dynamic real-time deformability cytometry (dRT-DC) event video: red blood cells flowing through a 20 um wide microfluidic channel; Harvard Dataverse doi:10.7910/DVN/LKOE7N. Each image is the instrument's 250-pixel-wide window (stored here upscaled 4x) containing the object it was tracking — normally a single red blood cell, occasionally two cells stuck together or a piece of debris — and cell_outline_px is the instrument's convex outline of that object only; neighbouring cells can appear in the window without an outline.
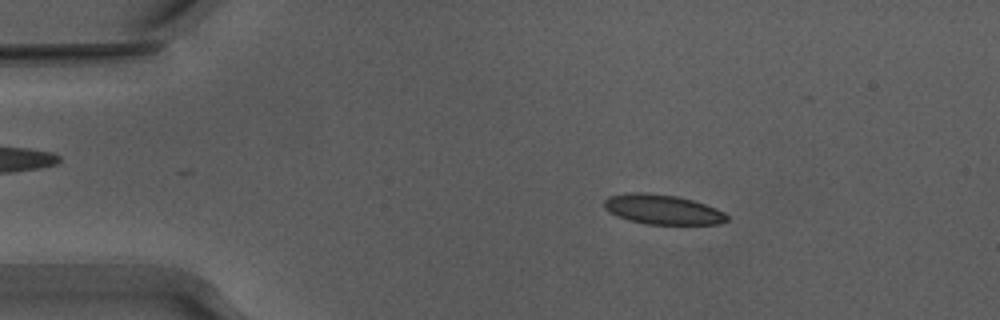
{"species": "Egyptian fruit bat (a non-hibernating species)", "species_latin": "Rousettus aegyptiacus", "temperature_condition": "warm", "stored_images_in_passage": 18, "camera_frame_rate_fps": 3000, "um_per_image_px": 0.085, "animal": {"sex": "male"}, "frame": {"image": 1, "passage_image": 9, "time_ms": 2.667, "image_size_px": [1000, 320], "cell_outline_px": [[728, 220], [720, 224], [648, 224], [628, 220], [616, 216], [608, 212], [604, 208], [604, 200], [608, 196], [632, 192], [640, 192], [676, 196], [692, 200], [716, 208], [724, 212], [728, 216]], "centroid_in_image_um": [56.29, 17.81], "position_along_channel_um": 28.7, "area_um2": 21.27}}
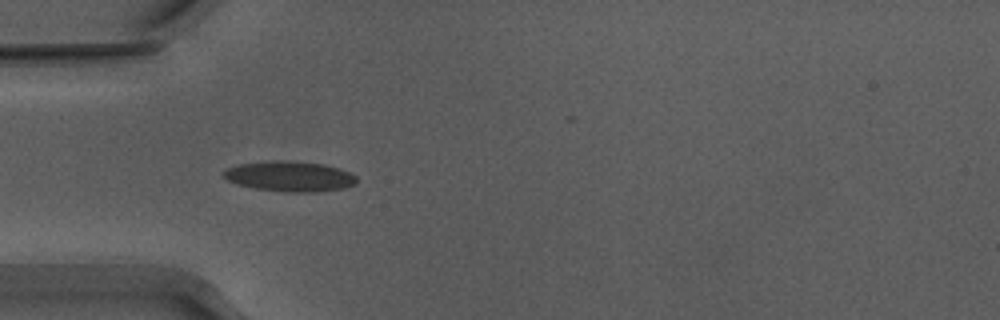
{"frame": {"image": 2, "passage_image": 16, "time_ms": 5.0, "image_size_px": [1000, 320], "cell_outline_px": [[356, 184], [344, 188], [316, 192], [284, 192], [256, 188], [236, 184], [228, 180], [220, 172], [228, 168], [240, 164], [280, 160], [288, 160], [324, 164], [340, 168], [356, 176]], "centroid_in_image_um": [24.64, 14.99], "position_along_channel_um": 60.4, "area_um2": 23.47}}